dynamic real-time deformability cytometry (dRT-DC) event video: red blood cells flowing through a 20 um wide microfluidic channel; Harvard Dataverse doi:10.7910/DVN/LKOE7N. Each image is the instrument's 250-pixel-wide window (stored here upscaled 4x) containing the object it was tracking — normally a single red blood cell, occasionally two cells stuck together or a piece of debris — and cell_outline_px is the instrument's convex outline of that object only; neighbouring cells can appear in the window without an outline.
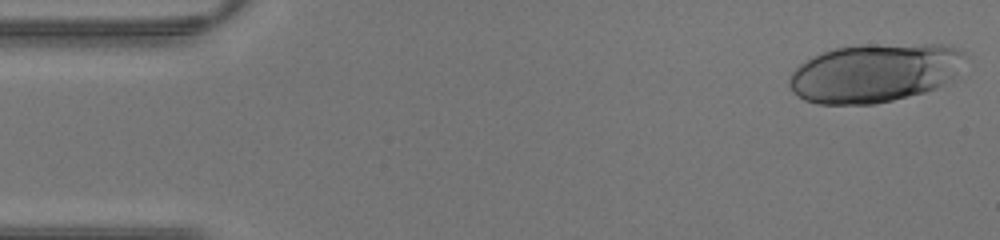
{"species": "human", "species_latin": "Homo sapiens", "temperature_condition": "warm", "stored_images_in_passage": 17, "camera_frame_rate_fps": 3000, "um_per_image_px": 0.085, "donor": {"sex": "male"}, "frame": {"image": 1, "passage_image": 1, "time_ms": 0.0, "image_size_px": [1000, 240], "cell_outline_px": [[964, 52], [952, 76], [936, 88], [924, 92], [892, 100], [872, 104], [816, 104], [804, 100], [792, 92], [788, 84], [788, 80], [792, 72], [800, 64], [812, 56], [836, 48], [860, 44], [940, 44], [956, 48]], "centroid_in_image_um": [74.23, 6.19], "position_along_channel_um": 10.8, "area_um2": 59.59}}
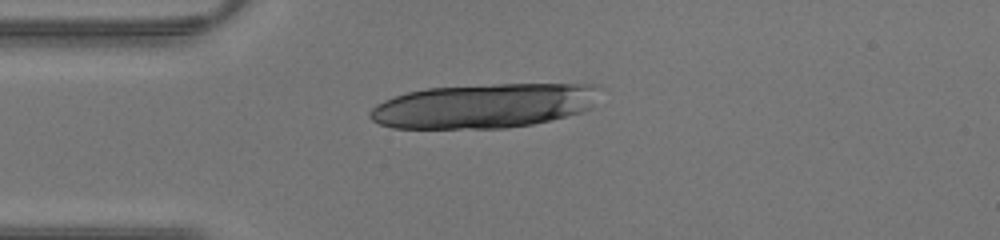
{"frame": {"image": 2, "passage_image": 10, "time_ms": 3.0, "image_size_px": [1000, 240], "cell_outline_px": [[596, 84], [588, 108], [580, 112], [532, 124], [504, 128], [392, 128], [380, 124], [372, 120], [368, 116], [368, 112], [376, 104], [384, 100], [408, 92], [428, 88], [496, 84]], "centroid_in_image_um": [40.99, 9.0], "position_along_channel_um": 44.0, "area_um2": 58.55}}